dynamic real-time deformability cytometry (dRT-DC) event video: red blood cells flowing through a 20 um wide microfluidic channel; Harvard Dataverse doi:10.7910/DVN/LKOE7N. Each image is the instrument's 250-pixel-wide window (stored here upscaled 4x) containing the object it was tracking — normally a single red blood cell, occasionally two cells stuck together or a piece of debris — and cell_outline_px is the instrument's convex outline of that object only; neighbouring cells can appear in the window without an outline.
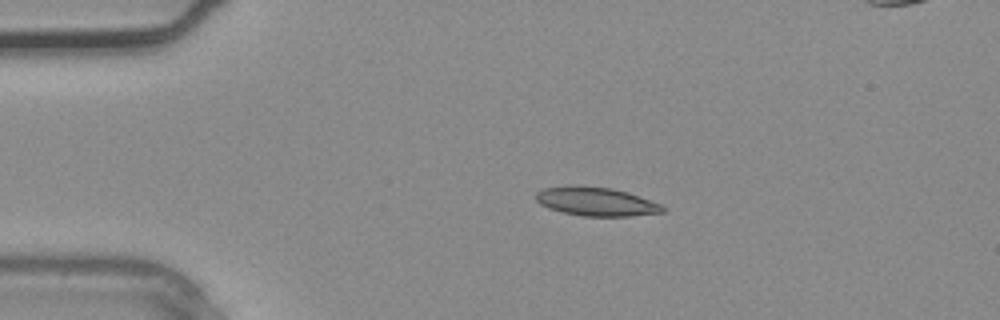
{"species": "common noctule bat (a hibernating species)", "species_latin": "Nyctalus noctula", "temperature_condition": "warm", "stored_images_in_passage": 4, "camera_frame_rate_fps": 3000, "um_per_image_px": 0.085, "animal": {"sex": "male", "body_mass_g": 20.4}, "frame": {"image": 1, "passage_image": 2, "time_ms": 0.333, "image_size_px": [1000, 320], "cell_outline_px": [[664, 212], [628, 216], [584, 216], [564, 212], [548, 208], [540, 204], [536, 200], [536, 192], [544, 188], [612, 188], [628, 192], [660, 204], [664, 208]], "centroid_in_image_um": [50.71, 17.17], "position_along_channel_um": 34.3, "area_um2": 20.23}}